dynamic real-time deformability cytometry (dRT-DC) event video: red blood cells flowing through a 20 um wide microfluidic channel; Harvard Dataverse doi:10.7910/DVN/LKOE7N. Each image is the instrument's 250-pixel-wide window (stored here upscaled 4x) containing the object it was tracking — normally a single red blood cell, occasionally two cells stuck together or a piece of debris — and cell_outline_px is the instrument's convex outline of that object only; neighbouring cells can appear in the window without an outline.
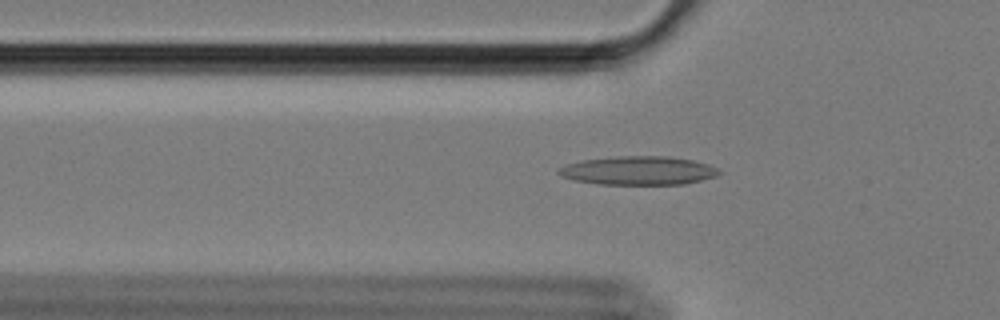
{"species": "Egyptian fruit bat (a non-hibernating species)", "species_latin": "Rousettus aegyptiacus", "temperature_condition": "cold", "stored_images_in_passage": 58, "camera_frame_rate_fps": 3000, "um_per_image_px": 0.085, "animal": {"sex": "female"}, "frame": {"image": 1, "passage_image": 19, "time_ms": 6.0, "image_size_px": [1000, 320], "cell_outline_px": [[720, 172], [716, 176], [684, 184], [596, 184], [572, 180], [560, 176], [556, 172], [560, 168], [568, 164], [584, 160], [616, 156], [668, 156], [692, 160], [708, 164], [716, 168]], "centroid_in_image_um": [54.23, 14.5], "position_along_channel_um": 71.6, "area_um2": 26.65}}
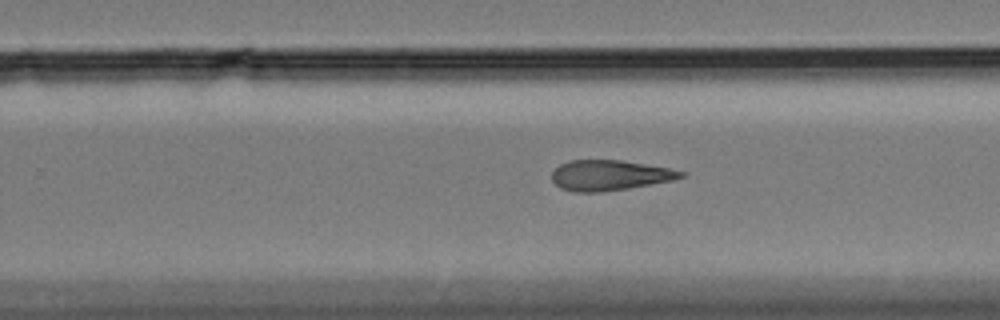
{"frame": {"image": 2, "passage_image": 37, "time_ms": 12.0, "image_size_px": [1000, 320], "cell_outline_px": [[684, 176], [672, 180], [628, 188], [604, 192], [576, 192], [560, 188], [552, 180], [552, 172], [560, 164], [568, 160], [620, 160], [668, 168], [684, 172]], "centroid_in_image_um": [51.77, 14.9], "position_along_channel_um": 278.0, "area_um2": 22.6}}
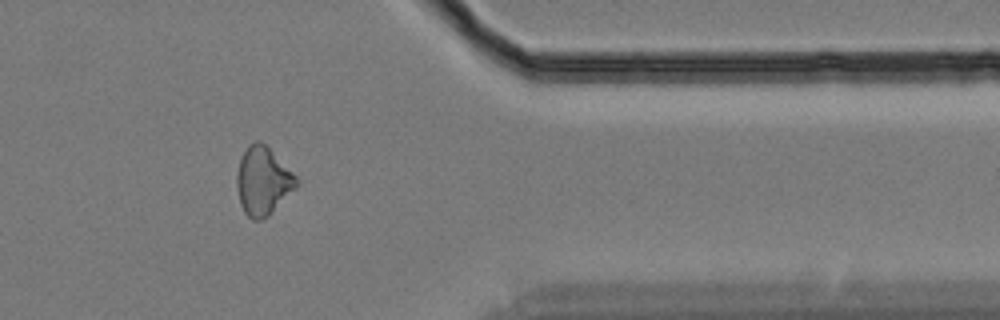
{"frame": {"image": 3, "passage_image": 48, "time_ms": 15.667, "image_size_px": [1000, 320], "cell_outline_px": [[300, 184], [268, 216], [260, 220], [252, 220], [244, 212], [240, 204], [236, 188], [236, 176], [240, 160], [248, 144], [256, 140], [260, 140], [300, 180]], "centroid_in_image_um": [22.34, 15.41], "position_along_channel_um": 389.1, "area_um2": 23.58}, "authors_computed_cell_mechanics": {"area_um2": 23.9581, "velocity_mm_per_s": 3.4322, "shape_relaxation_time_tau1_ms": null, "shape_relaxation_time_tau2_ms": 10.4193, "deformation_change_tau1": null, "deformation_change_tau2": 0.2507}}